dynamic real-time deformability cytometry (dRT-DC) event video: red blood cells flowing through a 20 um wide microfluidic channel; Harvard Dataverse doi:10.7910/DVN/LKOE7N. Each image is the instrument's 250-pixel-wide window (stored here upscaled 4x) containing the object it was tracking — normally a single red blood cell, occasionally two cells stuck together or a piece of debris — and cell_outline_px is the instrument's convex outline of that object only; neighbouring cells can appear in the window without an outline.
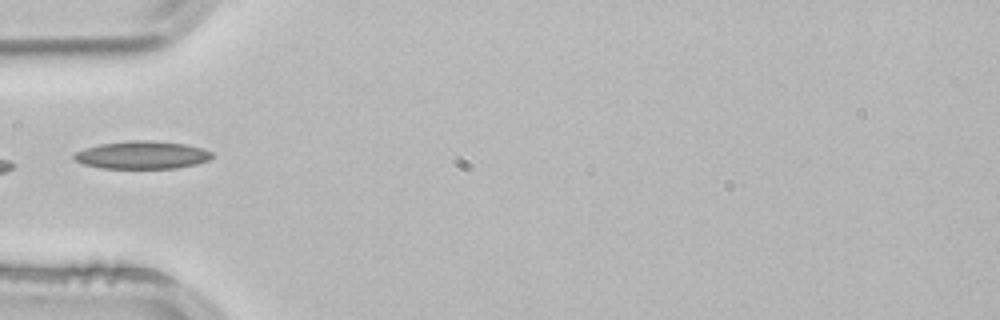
{"species": "common noctule bat (a hibernating species)", "species_latin": "Nyctalus noctula", "temperature_condition": "room temperature", "stored_images_in_passage": 3, "camera_frame_rate_fps": 3000, "um_per_image_px": 0.085, "animal": {"sex": "male", "body_mass_g": 21.5, "forearm_length_mm": 52.0}, "frame": {"image": 1, "passage_image": 3, "time_ms": 0.667, "image_size_px": [1000, 320], "cell_outline_px": [[212, 156], [208, 160], [196, 164], [176, 168], [100, 168], [84, 164], [76, 160], [72, 156], [76, 152], [100, 144], [128, 140], [152, 140], [184, 144], [204, 148], [212, 152]], "centroid_in_image_um": [12.1, 13.17], "position_along_channel_um": 72.9, "area_um2": 22.25}}